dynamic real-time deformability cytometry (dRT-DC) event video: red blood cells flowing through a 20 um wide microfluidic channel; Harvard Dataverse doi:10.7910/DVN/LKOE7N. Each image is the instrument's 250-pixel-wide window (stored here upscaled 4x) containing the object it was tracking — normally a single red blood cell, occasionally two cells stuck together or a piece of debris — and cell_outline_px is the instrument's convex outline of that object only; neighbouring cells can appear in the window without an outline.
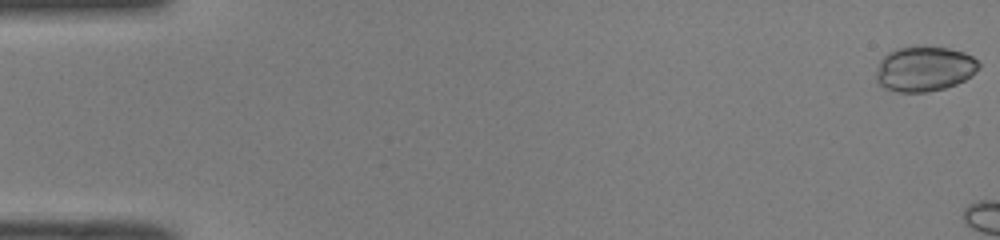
{"species": "common noctule bat (a hibernating species)", "species_latin": "Nyctalus noctula", "temperature_condition": "room temperature", "stored_images_in_passage": 5, "camera_frame_rate_fps": 3000, "um_per_image_px": 0.085, "animal": {"sex": "male", "body_mass_g": 19.0, "forearm_length_mm": 50.8}, "frame": {"image": 1, "passage_image": 1, "time_ms": 0.0, "image_size_px": [1000, 240], "cell_outline_px": [[980, 68], [972, 76], [956, 84], [944, 88], [928, 92], [896, 92], [884, 88], [876, 80], [876, 68], [880, 60], [888, 52], [896, 48], [948, 48], [964, 52], [972, 56], [980, 64]], "centroid_in_image_um": [78.57, 5.88], "position_along_channel_um": 6.4, "area_um2": 26.82}}